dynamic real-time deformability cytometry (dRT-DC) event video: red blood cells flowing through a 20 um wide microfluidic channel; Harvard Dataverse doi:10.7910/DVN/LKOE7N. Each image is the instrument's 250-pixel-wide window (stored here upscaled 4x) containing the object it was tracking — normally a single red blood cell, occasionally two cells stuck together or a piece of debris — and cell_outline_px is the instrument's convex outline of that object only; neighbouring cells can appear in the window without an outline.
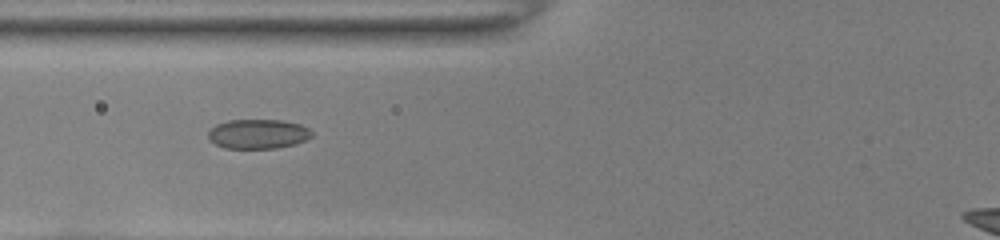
{"species": "common noctule bat (a hibernating species)", "species_latin": "Nyctalus noctula", "temperature_condition": "room temperature", "stored_images_in_passage": 33, "camera_frame_rate_fps": 3000, "um_per_image_px": 0.085, "animal": {"sex": "female", "body_mass_g": 22.0, "forearm_length_mm": 56.7}, "frame": {"image": 1, "passage_image": 3, "time_ms": 0.667, "image_size_px": [1000, 240], "cell_outline_px": [[312, 136], [296, 144], [276, 148], [224, 148], [208, 140], [208, 132], [216, 124], [228, 120], [280, 120], [300, 124], [308, 128], [312, 132]], "centroid_in_image_um": [21.91, 11.38], "position_along_channel_um": 103.9, "area_um2": 17.8}}
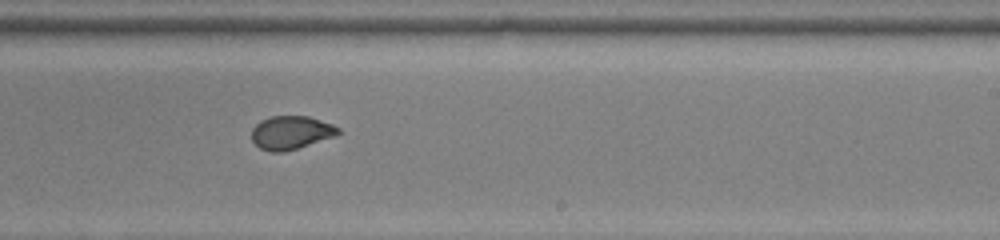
{"frame": {"image": 2, "passage_image": 15, "time_ms": 4.667, "image_size_px": [1000, 240], "cell_outline_px": [[340, 132], [336, 136], [284, 152], [272, 152], [260, 148], [252, 140], [252, 128], [260, 120], [272, 116], [308, 116], [332, 124], [340, 128]], "centroid_in_image_um": [24.74, 11.27], "position_along_channel_um": 264.3, "area_um2": 16.82}}
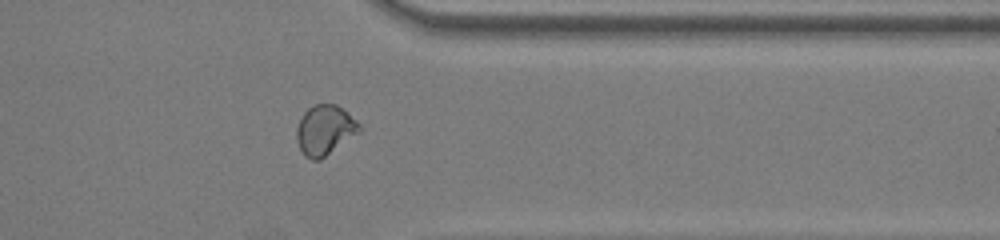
{"frame": {"image": 3, "passage_image": 24, "time_ms": 7.667, "image_size_px": [1000, 240], "cell_outline_px": [[360, 132], [320, 160], [312, 160], [304, 156], [296, 140], [296, 128], [304, 112], [308, 108], [316, 104], [336, 104], [348, 112], [360, 124]], "centroid_in_image_um": [27.61, 11.06], "position_along_channel_um": 383.8, "area_um2": 18.26}}